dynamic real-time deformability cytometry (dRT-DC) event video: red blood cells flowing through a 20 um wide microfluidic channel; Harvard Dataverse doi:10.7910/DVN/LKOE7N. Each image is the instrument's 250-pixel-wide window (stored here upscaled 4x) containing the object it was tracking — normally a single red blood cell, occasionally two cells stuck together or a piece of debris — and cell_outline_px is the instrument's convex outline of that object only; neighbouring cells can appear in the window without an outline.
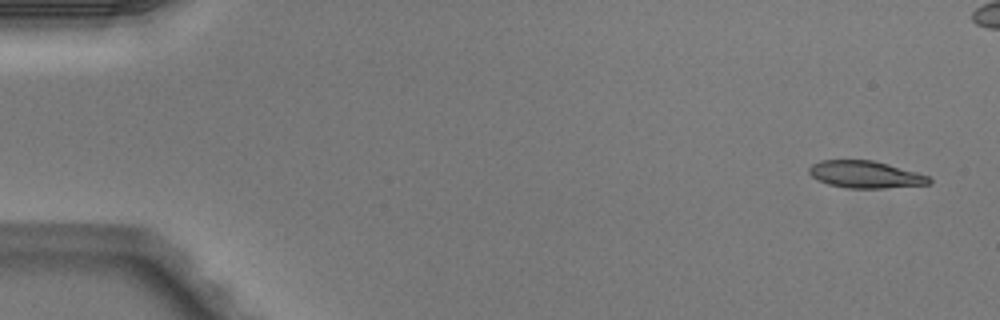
{"species": "Egyptian fruit bat (a non-hibernating species)", "species_latin": "Rousettus aegyptiacus", "temperature_condition": "warm", "stored_images_in_passage": 5, "camera_frame_rate_fps": 3000, "um_per_image_px": 0.085, "animal": {"sex": "male"}, "frame": {"image": 1, "passage_image": 1, "time_ms": 0.0, "image_size_px": [1000, 320], "cell_outline_px": [[932, 180], [928, 184], [884, 188], [848, 188], [828, 184], [812, 176], [808, 172], [808, 168], [812, 164], [820, 160], [872, 160], [888, 164], [916, 172], [928, 176]], "centroid_in_image_um": [73.53, 14.82], "position_along_channel_um": 11.5, "area_um2": 18.79}}